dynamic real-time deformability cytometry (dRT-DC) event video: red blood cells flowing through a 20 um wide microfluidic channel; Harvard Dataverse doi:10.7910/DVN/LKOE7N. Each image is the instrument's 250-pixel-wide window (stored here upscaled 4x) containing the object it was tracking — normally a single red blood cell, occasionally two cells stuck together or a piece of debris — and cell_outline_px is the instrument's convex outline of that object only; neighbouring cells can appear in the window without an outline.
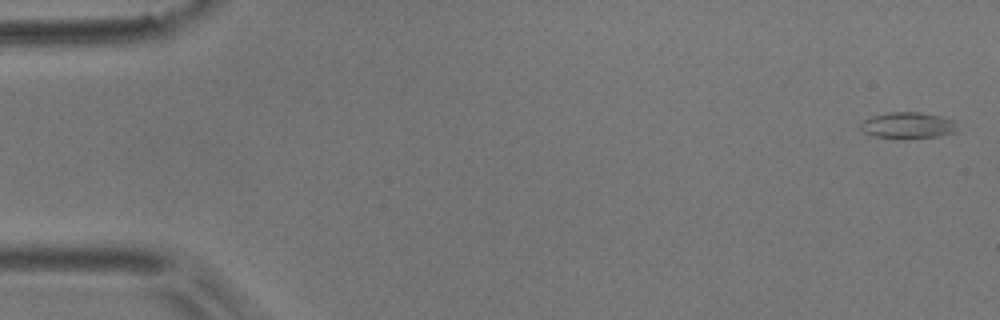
{"species": "common noctule bat (a hibernating species)", "species_latin": "Nyctalus noctula", "temperature_condition": "room temperature", "stored_images_in_passage": 5, "camera_frame_rate_fps": 3000, "um_per_image_px": 0.085, "animal": {"sex": "male", "body_mass_g": 17.9}, "frame": {"image": 1, "passage_image": 1, "time_ms": 0.0, "image_size_px": [1000, 320], "cell_outline_px": [[960, 132], [940, 136], [908, 140], [896, 140], [872, 136], [860, 132], [860, 124], [864, 120], [872, 116], [888, 112], [916, 112], [940, 116], [956, 120]], "centroid_in_image_um": [77.19, 10.7], "position_along_channel_um": 7.8, "area_um2": 15.72}}